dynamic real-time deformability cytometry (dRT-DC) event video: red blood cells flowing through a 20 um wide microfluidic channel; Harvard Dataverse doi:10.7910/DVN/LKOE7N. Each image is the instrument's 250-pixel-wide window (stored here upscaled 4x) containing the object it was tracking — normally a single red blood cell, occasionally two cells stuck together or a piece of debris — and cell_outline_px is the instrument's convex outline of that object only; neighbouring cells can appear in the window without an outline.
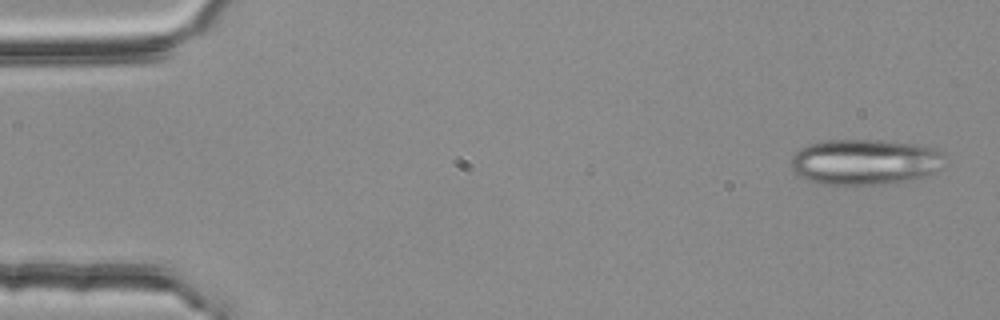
{"species": "common noctule bat (a hibernating species)", "species_latin": "Nyctalus noctula", "temperature_condition": "room temperature", "stored_images_in_passage": 4, "camera_frame_rate_fps": 3000, "um_per_image_px": 0.085, "animal": {"sex": "female", "body_mass_g": 25.1}, "frame": {"image": 1, "passage_image": 1, "time_ms": 0.0, "image_size_px": [1000, 320], "cell_outline_px": [[944, 168], [936, 172], [912, 180], [888, 184], [824, 184], [804, 180], [796, 176], [792, 172], [792, 156], [800, 148], [812, 144], [828, 140], [880, 140], [924, 144], [936, 148], [940, 152]], "centroid_in_image_um": [73.54, 13.77], "position_along_channel_um": 11.5, "area_um2": 41.38}}